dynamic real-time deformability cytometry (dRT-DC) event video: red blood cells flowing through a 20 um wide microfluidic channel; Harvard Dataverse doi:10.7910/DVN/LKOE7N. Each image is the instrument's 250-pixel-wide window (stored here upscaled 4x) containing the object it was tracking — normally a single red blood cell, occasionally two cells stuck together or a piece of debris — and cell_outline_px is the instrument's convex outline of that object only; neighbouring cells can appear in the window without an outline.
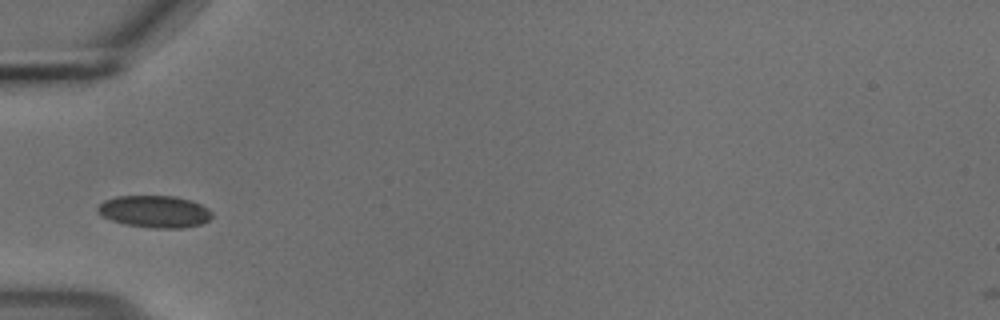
{"species": "common noctule bat (a hibernating species)", "species_latin": "Nyctalus noctula", "temperature_condition": "cold", "stored_images_in_passage": 33, "camera_frame_rate_fps": 3000, "um_per_image_px": 0.085, "animal": {"sex": "male", "body_mass_g": 18.8}, "frame": {"image": 1, "passage_image": 1, "time_ms": 0.0, "image_size_px": [1000, 320], "cell_outline_px": [[212, 216], [208, 220], [200, 224], [180, 228], [152, 228], [124, 224], [112, 220], [96, 212], [96, 208], [104, 200], [116, 196], [176, 196], [192, 200], [208, 208], [212, 212]], "centroid_in_image_um": [13.14, 17.97], "position_along_channel_um": 71.9, "area_um2": 21.39}}
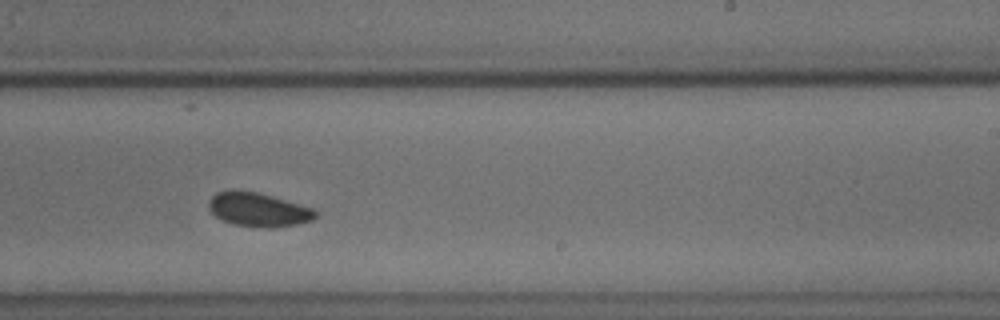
{"frame": {"image": 2, "passage_image": 17, "time_ms": 5.333, "image_size_px": [1000, 320], "cell_outline_px": [[316, 216], [312, 220], [296, 224], [272, 228], [260, 228], [236, 224], [224, 220], [216, 216], [208, 208], [208, 200], [216, 192], [256, 192], [312, 208], [316, 212]], "centroid_in_image_um": [21.95, 17.85], "position_along_channel_um": 267.0, "area_um2": 20.4}}
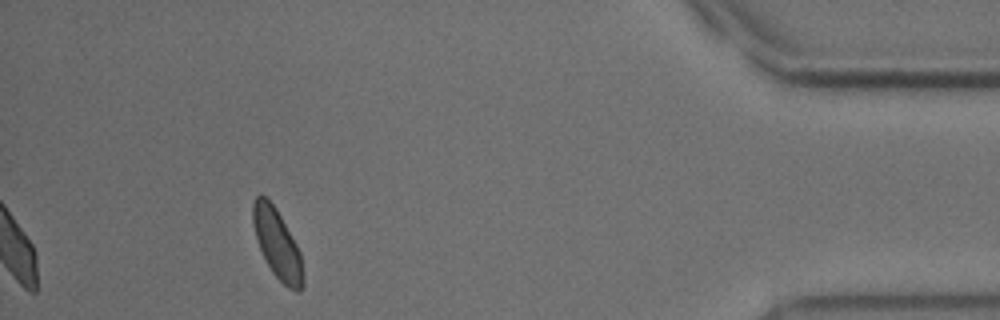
{"frame": {"image": 3, "passage_image": 33, "time_ms": 10.667, "image_size_px": [1000, 320], "cell_outline_px": [[304, 284], [300, 292], [296, 292], [288, 288], [272, 272], [260, 248], [252, 224], [252, 204], [256, 196], [264, 196], [276, 208], [296, 244], [300, 252], [304, 280]], "centroid_in_image_um": [23.57, 20.76], "position_along_channel_um": 411.6, "area_um2": 19.94}, "authors_computed_cell_mechanics": {"area_um2": 20.9236, "velocity_mm_per_s": 3.6666, "shape_relaxation_time_tau1_ms": 3.8041, "shape_relaxation_time_tau2_ms": null, "deformation_change_tau1": 0.0383, "deformation_change_tau2": null}}